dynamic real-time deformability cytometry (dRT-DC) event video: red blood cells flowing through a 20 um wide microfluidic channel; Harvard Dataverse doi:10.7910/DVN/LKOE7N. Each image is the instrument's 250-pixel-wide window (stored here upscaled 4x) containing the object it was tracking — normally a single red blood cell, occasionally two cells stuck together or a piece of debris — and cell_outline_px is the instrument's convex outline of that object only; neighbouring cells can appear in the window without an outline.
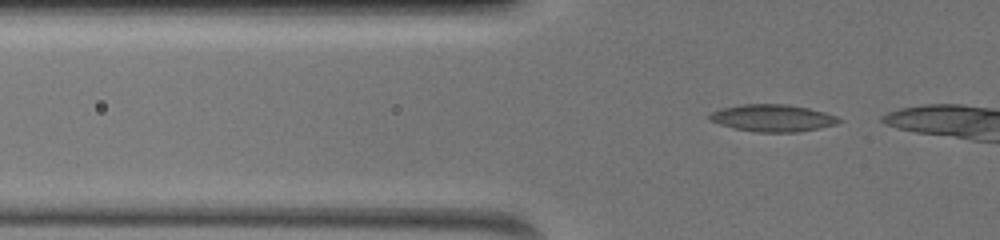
{"species": "common noctule bat (a hibernating species)", "species_latin": "Nyctalus noctula", "temperature_condition": "warm", "stored_images_in_passage": 10, "camera_frame_rate_fps": 3000, "um_per_image_px": 0.085, "animal": {"sex": "female", "body_mass_g": 19.5, "forearm_length_mm": 54.1}, "frame": {"image": 1, "passage_image": 2, "time_ms": 0.333, "image_size_px": [1000, 240], "cell_outline_px": [[840, 120], [836, 124], [796, 132], [756, 132], [736, 128], [720, 124], [708, 120], [708, 116], [712, 112], [720, 108], [740, 104], [788, 104], [808, 108], [824, 112], [836, 116]], "centroid_in_image_um": [65.62, 10.02], "position_along_channel_um": 60.2, "area_um2": 20.23}}
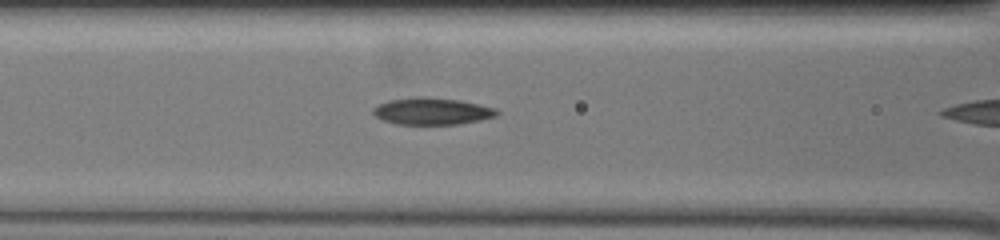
{"frame": {"image": 2, "passage_image": 9, "time_ms": 2.667, "image_size_px": [1000, 240], "cell_outline_px": [[500, 112], [496, 116], [480, 120], [460, 124], [396, 124], [384, 120], [376, 116], [372, 112], [372, 108], [388, 100], [416, 96], [456, 100], [496, 108]], "centroid_in_image_um": [36.71, 9.46], "position_along_channel_um": 129.9, "area_um2": 19.19}}